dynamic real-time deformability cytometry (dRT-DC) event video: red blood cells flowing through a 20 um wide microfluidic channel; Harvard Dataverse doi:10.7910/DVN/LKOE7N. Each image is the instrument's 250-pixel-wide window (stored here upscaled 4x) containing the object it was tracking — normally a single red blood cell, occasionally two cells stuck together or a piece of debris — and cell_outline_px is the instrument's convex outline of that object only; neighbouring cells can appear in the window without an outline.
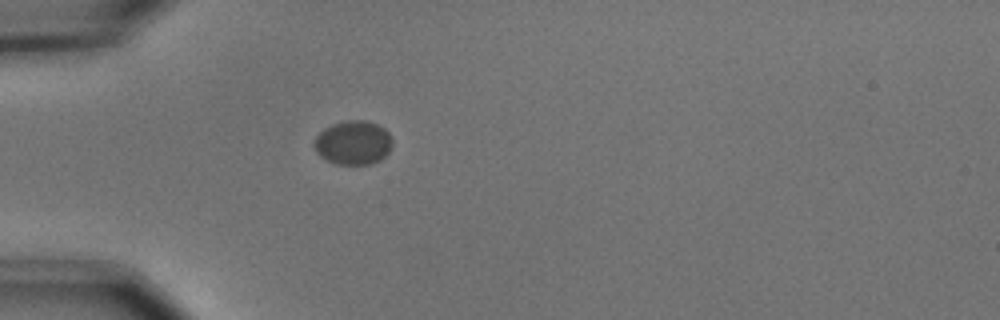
{"species": "common noctule bat (a hibernating species)", "species_latin": "Nyctalus noctula", "temperature_condition": "cold", "stored_images_in_passage": 39, "camera_frame_rate_fps": 3000, "um_per_image_px": 0.085, "animal": {"sex": "male", "body_mass_g": 15.6}, "frame": {"image": 1, "passage_image": 1, "time_ms": 0.0, "image_size_px": [1000, 320], "cell_outline_px": [[392, 148], [380, 160], [372, 164], [336, 164], [320, 156], [316, 152], [312, 144], [316, 136], [324, 128], [332, 124], [344, 120], [364, 120], [376, 124], [384, 128], [392, 136]], "centroid_in_image_um": [30.02, 12.12], "position_along_channel_um": 55.0, "area_um2": 20.23}}
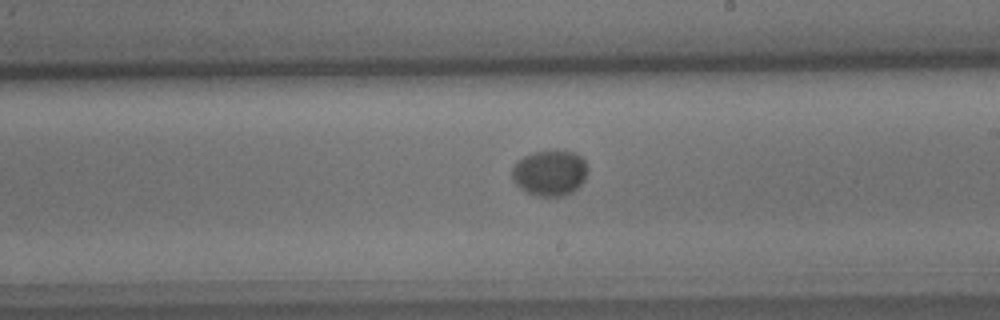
{"frame": {"image": 2, "passage_image": 17, "time_ms": 5.333, "image_size_px": [1000, 320], "cell_outline_px": [[588, 172], [584, 180], [572, 192], [564, 196], [536, 196], [520, 188], [512, 180], [512, 168], [524, 156], [532, 152], [576, 152], [584, 160], [588, 168]], "centroid_in_image_um": [46.74, 14.72], "position_along_channel_um": 242.3, "area_um2": 19.88}}
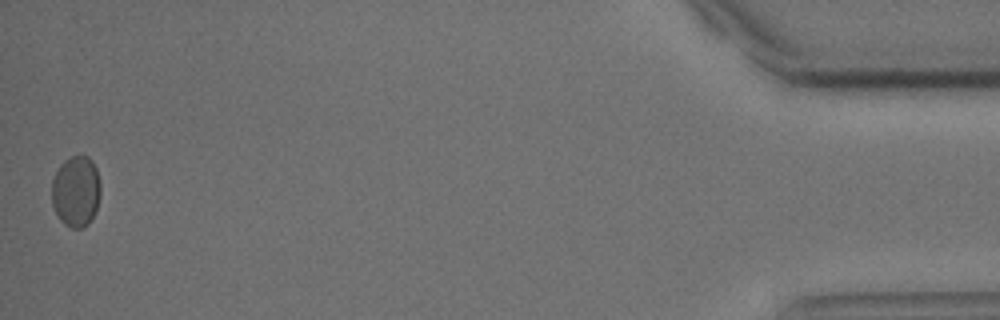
{"frame": {"image": 3, "passage_image": 39, "time_ms": 12.667, "image_size_px": [1000, 320], "cell_outline_px": [[100, 196], [96, 208], [88, 224], [80, 228], [72, 228], [64, 224], [60, 220], [52, 204], [52, 180], [60, 164], [64, 160], [72, 156], [88, 156], [92, 160], [96, 168], [100, 184]], "centroid_in_image_um": [6.45, 16.25], "position_along_channel_um": 428.7, "area_um2": 20.11}}